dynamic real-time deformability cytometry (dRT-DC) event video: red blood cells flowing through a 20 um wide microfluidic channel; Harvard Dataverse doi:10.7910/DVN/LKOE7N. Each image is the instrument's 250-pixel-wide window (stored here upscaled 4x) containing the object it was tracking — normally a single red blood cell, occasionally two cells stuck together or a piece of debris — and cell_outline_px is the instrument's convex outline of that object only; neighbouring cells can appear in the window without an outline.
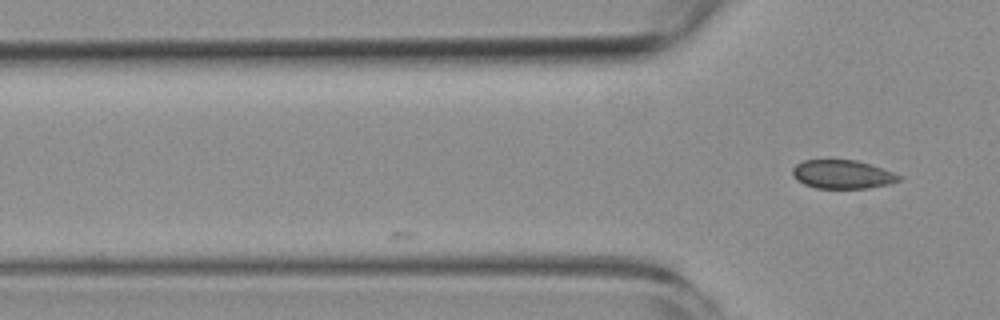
{"species": "common noctule bat (a hibernating species)", "species_latin": "Nyctalus noctula", "temperature_condition": "room temperature", "stored_images_in_passage": 2, "camera_frame_rate_fps": 3000, "um_per_image_px": 0.085, "animal": {"sex": "female", "body_mass_g": 19.3, "forearm_length_mm": 54.1}, "frame": {"image": 1, "passage_image": 2, "time_ms": 1.333, "image_size_px": [1000, 320], "cell_outline_px": [[904, 176], [900, 180], [888, 184], [868, 188], [816, 188], [804, 184], [796, 180], [792, 172], [792, 168], [796, 164], [804, 160], [856, 160], [872, 164]], "centroid_in_image_um": [71.62, 14.81], "position_along_channel_um": 54.2, "area_um2": 17.86}}